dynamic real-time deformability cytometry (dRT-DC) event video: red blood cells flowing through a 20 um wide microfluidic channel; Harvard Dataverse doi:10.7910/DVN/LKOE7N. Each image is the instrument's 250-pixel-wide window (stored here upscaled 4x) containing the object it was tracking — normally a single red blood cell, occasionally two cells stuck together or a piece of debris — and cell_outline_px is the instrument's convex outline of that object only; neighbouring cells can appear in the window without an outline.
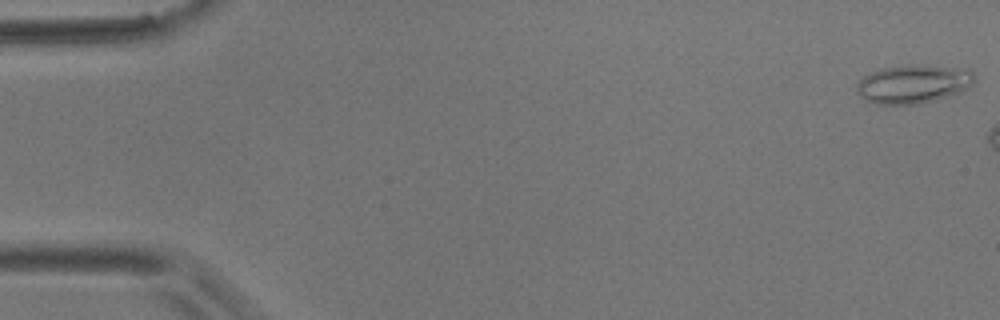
{"species": "common noctule bat (a hibernating species)", "species_latin": "Nyctalus noctula", "temperature_condition": "room temperature", "stored_images_in_passage": 8, "camera_frame_rate_fps": 3000, "um_per_image_px": 0.085, "animal": {"sex": "male", "body_mass_g": 17.9}, "frame": {"image": 1, "passage_image": 1, "time_ms": 0.0, "image_size_px": [1000, 320], "cell_outline_px": [[976, 80], [968, 88], [960, 92], [936, 100], [916, 104], [876, 104], [864, 100], [860, 96], [856, 88], [856, 84], [864, 76], [880, 68], [908, 64], [916, 64], [968, 68], [976, 76]], "centroid_in_image_um": [77.66, 7.12], "position_along_channel_um": 7.3, "area_um2": 26.88}}